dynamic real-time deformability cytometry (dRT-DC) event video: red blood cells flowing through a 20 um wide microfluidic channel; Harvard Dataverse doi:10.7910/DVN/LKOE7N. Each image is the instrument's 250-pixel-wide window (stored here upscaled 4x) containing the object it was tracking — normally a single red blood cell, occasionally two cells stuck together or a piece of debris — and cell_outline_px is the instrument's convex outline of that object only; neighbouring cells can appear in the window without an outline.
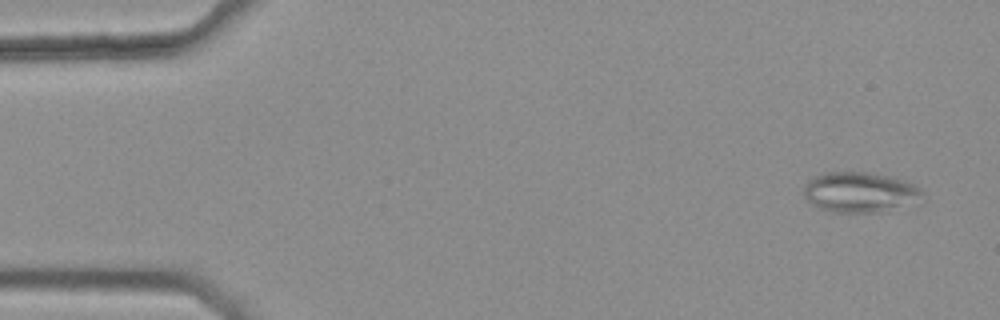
{"species": "common noctule bat (a hibernating species)", "species_latin": "Nyctalus noctula", "temperature_condition": "warm", "stored_images_in_passage": 4, "camera_frame_rate_fps": 3000, "um_per_image_px": 0.085, "animal": {"sex": "female", "body_mass_g": 25.1}, "frame": {"image": 1, "passage_image": 1, "time_ms": 0.0, "image_size_px": [1000, 320], "cell_outline_px": [[924, 192], [920, 204], [876, 212], [828, 212], [808, 204], [804, 196], [804, 184], [808, 180], [824, 172], [872, 172], [904, 180], [920, 188]], "centroid_in_image_um": [73.1, 16.35], "position_along_channel_um": 11.9, "area_um2": 28.5}}